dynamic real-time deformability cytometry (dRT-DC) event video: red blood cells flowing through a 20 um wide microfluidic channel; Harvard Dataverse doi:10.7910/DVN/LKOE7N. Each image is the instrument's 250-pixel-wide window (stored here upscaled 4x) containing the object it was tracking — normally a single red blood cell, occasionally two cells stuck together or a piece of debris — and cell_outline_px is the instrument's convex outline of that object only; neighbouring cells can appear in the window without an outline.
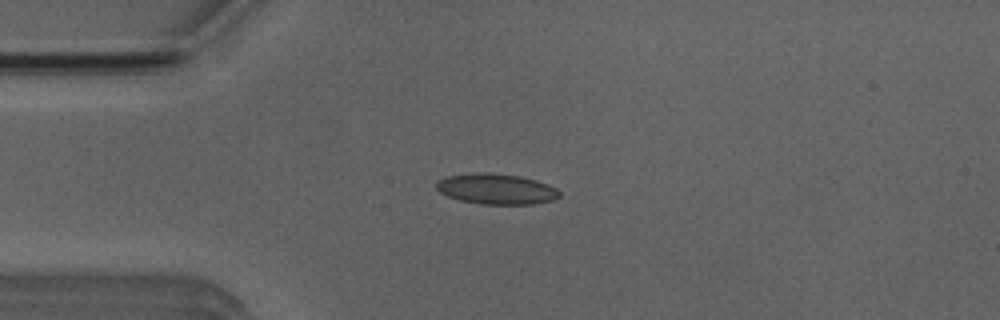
{"species": "Egyptian fruit bat (a non-hibernating species)", "species_latin": "Rousettus aegyptiacus", "temperature_condition": "room temperature", "stored_images_in_passage": 6, "camera_frame_rate_fps": 3000, "um_per_image_px": 0.085, "animal": {"sex": "male"}, "frame": {"image": 1, "passage_image": 4, "time_ms": 3.333, "image_size_px": [1000, 320], "cell_outline_px": [[560, 196], [552, 200], [532, 204], [480, 204], [460, 200], [448, 196], [440, 192], [436, 188], [436, 180], [444, 176], [472, 172], [488, 172], [520, 176], [536, 180], [548, 184], [556, 188], [560, 192]], "centroid_in_image_um": [42.15, 16.04], "position_along_channel_um": 42.9, "area_um2": 22.14}}